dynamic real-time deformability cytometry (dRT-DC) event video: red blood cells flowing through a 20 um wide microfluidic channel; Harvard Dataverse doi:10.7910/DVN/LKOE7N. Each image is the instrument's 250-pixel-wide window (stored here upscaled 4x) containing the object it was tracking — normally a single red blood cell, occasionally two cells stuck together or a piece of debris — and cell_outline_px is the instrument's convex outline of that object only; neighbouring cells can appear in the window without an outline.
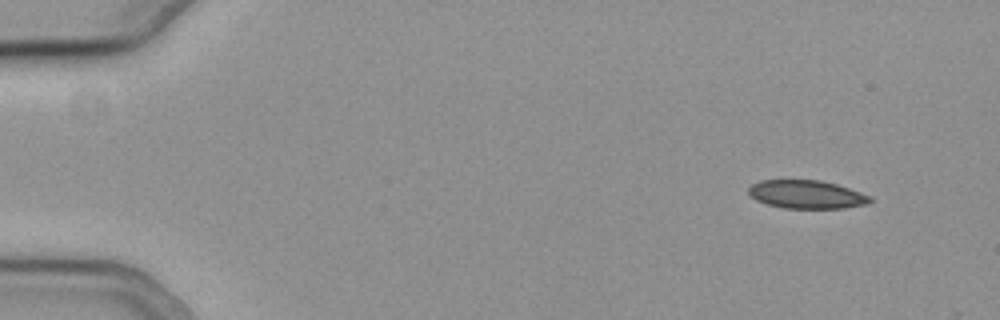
{"species": "common noctule bat (a hibernating species)", "species_latin": "Nyctalus noctula", "temperature_condition": "cold", "stored_images_in_passage": 13, "camera_frame_rate_fps": 3000, "um_per_image_px": 0.085, "animal": {"sex": "female", "body_mass_g": 19.3, "forearm_length_mm": 54.1}, "frame": {"image": 1, "passage_image": 1, "time_ms": 0.0, "image_size_px": [1000, 320], "cell_outline_px": [[872, 200], [868, 204], [844, 208], [784, 208], [768, 204], [756, 200], [748, 192], [748, 188], [752, 184], [760, 180], [820, 180], [836, 184], [872, 196]], "centroid_in_image_um": [68.57, 16.52], "position_along_channel_um": 16.4, "area_um2": 20.0}}